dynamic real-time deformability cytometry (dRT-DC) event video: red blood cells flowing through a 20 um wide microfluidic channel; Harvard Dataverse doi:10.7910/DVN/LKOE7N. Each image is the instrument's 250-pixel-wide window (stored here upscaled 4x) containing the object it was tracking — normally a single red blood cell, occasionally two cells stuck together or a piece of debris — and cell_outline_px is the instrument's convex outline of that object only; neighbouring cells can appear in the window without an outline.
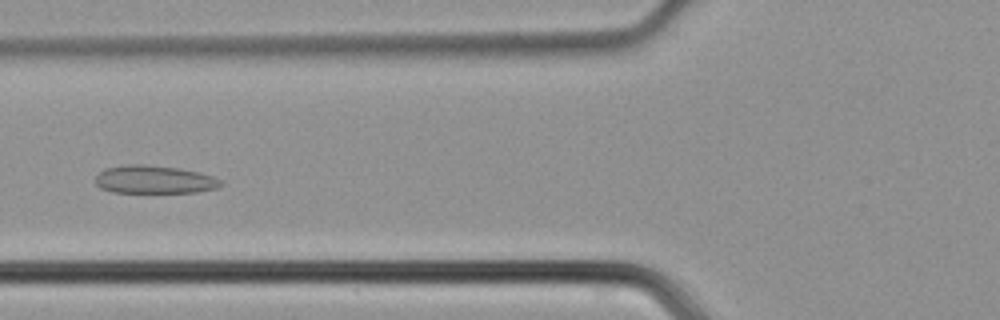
{"species": "common noctule bat (a hibernating species)", "species_latin": "Nyctalus noctula", "temperature_condition": "cold", "stored_images_in_passage": 32, "camera_frame_rate_fps": 3000, "um_per_image_px": 0.085, "animal": {"sex": "male", "body_mass_g": 21.5, "forearm_length_mm": 52.0}, "frame": {"image": 1, "passage_image": 11, "time_ms": 3.333, "image_size_px": [1000, 320], "cell_outline_px": [[224, 184], [216, 188], [196, 192], [112, 192], [100, 188], [96, 184], [96, 176], [104, 168], [128, 164], [144, 164], [180, 168], [200, 172], [212, 176], [220, 180]], "centroid_in_image_um": [13.11, 15.25], "position_along_channel_um": 112.7, "area_um2": 20.52}}
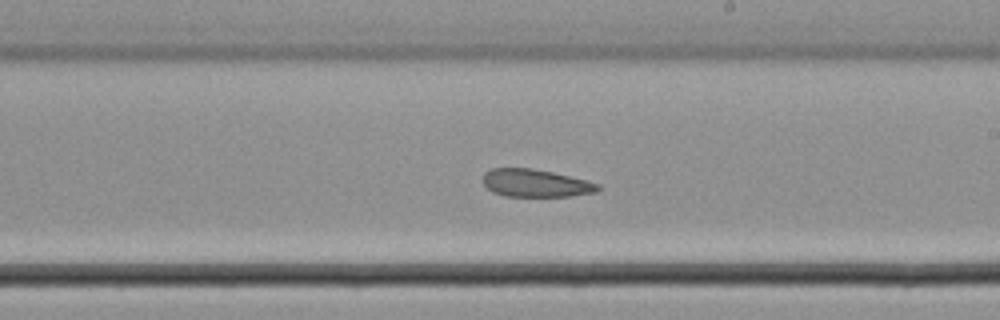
{"frame": {"image": 2, "passage_image": 20, "time_ms": 6.333, "image_size_px": [1000, 320], "cell_outline_px": [[600, 188], [596, 192], [568, 196], [504, 196], [492, 192], [484, 184], [484, 172], [492, 168], [532, 168], [552, 172], [588, 180], [600, 184]], "centroid_in_image_um": [45.53, 15.56], "position_along_channel_um": 243.5, "area_um2": 18.55}}
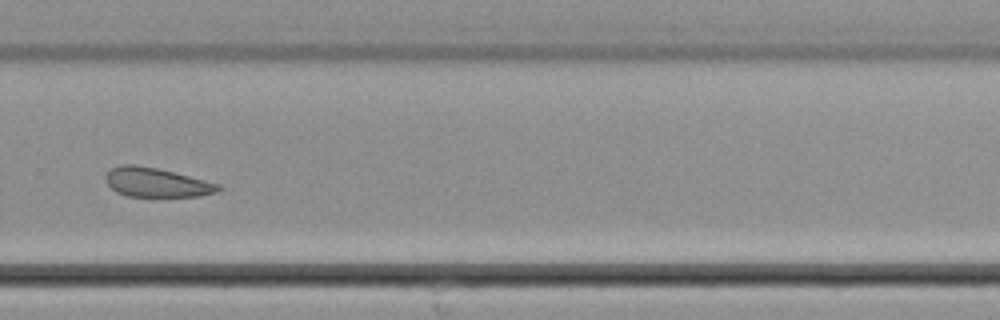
{"frame": {"image": 3, "passage_image": 25, "time_ms": 8.0, "image_size_px": [1000, 320], "cell_outline_px": [[224, 188], [216, 192], [200, 196], [128, 196], [116, 192], [108, 184], [104, 176], [112, 168], [120, 164], [136, 164], [156, 168], [220, 184]], "centroid_in_image_um": [13.29, 15.5], "position_along_channel_um": 316.5, "area_um2": 19.02}}